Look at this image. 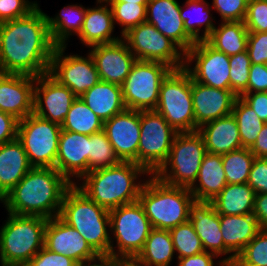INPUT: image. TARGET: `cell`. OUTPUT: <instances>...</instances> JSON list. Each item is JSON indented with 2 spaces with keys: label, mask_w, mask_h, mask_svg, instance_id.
Segmentation results:
<instances>
[{
  "label": "cell",
  "mask_w": 267,
  "mask_h": 266,
  "mask_svg": "<svg viewBox=\"0 0 267 266\" xmlns=\"http://www.w3.org/2000/svg\"><path fill=\"white\" fill-rule=\"evenodd\" d=\"M44 246L53 252L75 260L80 266L101 258L81 234L65 223L59 216L48 219Z\"/></svg>",
  "instance_id": "2e32d148"
},
{
  "label": "cell",
  "mask_w": 267,
  "mask_h": 266,
  "mask_svg": "<svg viewBox=\"0 0 267 266\" xmlns=\"http://www.w3.org/2000/svg\"><path fill=\"white\" fill-rule=\"evenodd\" d=\"M59 217L75 228L100 257L118 256L107 233L109 211L89 199L76 184L66 191Z\"/></svg>",
  "instance_id": "3957f363"
},
{
  "label": "cell",
  "mask_w": 267,
  "mask_h": 266,
  "mask_svg": "<svg viewBox=\"0 0 267 266\" xmlns=\"http://www.w3.org/2000/svg\"><path fill=\"white\" fill-rule=\"evenodd\" d=\"M123 37L137 60L160 62L172 70L186 66L183 61H180V55L183 54L178 52L176 44L161 34L152 24L141 23L131 28Z\"/></svg>",
  "instance_id": "4fadbf2b"
},
{
  "label": "cell",
  "mask_w": 267,
  "mask_h": 266,
  "mask_svg": "<svg viewBox=\"0 0 267 266\" xmlns=\"http://www.w3.org/2000/svg\"><path fill=\"white\" fill-rule=\"evenodd\" d=\"M247 52L251 64L267 65V32H248Z\"/></svg>",
  "instance_id": "7dc6e473"
},
{
  "label": "cell",
  "mask_w": 267,
  "mask_h": 266,
  "mask_svg": "<svg viewBox=\"0 0 267 266\" xmlns=\"http://www.w3.org/2000/svg\"><path fill=\"white\" fill-rule=\"evenodd\" d=\"M180 12L176 0H148L146 22L174 42L185 54L196 41L185 31Z\"/></svg>",
  "instance_id": "d6986e66"
},
{
  "label": "cell",
  "mask_w": 267,
  "mask_h": 266,
  "mask_svg": "<svg viewBox=\"0 0 267 266\" xmlns=\"http://www.w3.org/2000/svg\"><path fill=\"white\" fill-rule=\"evenodd\" d=\"M26 266H80L72 258L48 250L45 246L29 261Z\"/></svg>",
  "instance_id": "c3c4849f"
},
{
  "label": "cell",
  "mask_w": 267,
  "mask_h": 266,
  "mask_svg": "<svg viewBox=\"0 0 267 266\" xmlns=\"http://www.w3.org/2000/svg\"><path fill=\"white\" fill-rule=\"evenodd\" d=\"M47 218L9 213L0 230L2 266H26L44 247Z\"/></svg>",
  "instance_id": "8992f818"
},
{
  "label": "cell",
  "mask_w": 267,
  "mask_h": 266,
  "mask_svg": "<svg viewBox=\"0 0 267 266\" xmlns=\"http://www.w3.org/2000/svg\"><path fill=\"white\" fill-rule=\"evenodd\" d=\"M265 92L267 90V65L266 64H251L249 80H248V93Z\"/></svg>",
  "instance_id": "f907efd6"
},
{
  "label": "cell",
  "mask_w": 267,
  "mask_h": 266,
  "mask_svg": "<svg viewBox=\"0 0 267 266\" xmlns=\"http://www.w3.org/2000/svg\"><path fill=\"white\" fill-rule=\"evenodd\" d=\"M174 250L178 251L179 258L193 256L204 251L202 242L195 232L190 221L169 230Z\"/></svg>",
  "instance_id": "f35d334b"
},
{
  "label": "cell",
  "mask_w": 267,
  "mask_h": 266,
  "mask_svg": "<svg viewBox=\"0 0 267 266\" xmlns=\"http://www.w3.org/2000/svg\"><path fill=\"white\" fill-rule=\"evenodd\" d=\"M230 90L237 96L248 93L251 61L247 51L229 56Z\"/></svg>",
  "instance_id": "60d3db41"
},
{
  "label": "cell",
  "mask_w": 267,
  "mask_h": 266,
  "mask_svg": "<svg viewBox=\"0 0 267 266\" xmlns=\"http://www.w3.org/2000/svg\"><path fill=\"white\" fill-rule=\"evenodd\" d=\"M219 219L223 243L230 252L234 253L220 262L221 266H226L233 264L236 256L261 229L253 214L219 215Z\"/></svg>",
  "instance_id": "d4e9b609"
},
{
  "label": "cell",
  "mask_w": 267,
  "mask_h": 266,
  "mask_svg": "<svg viewBox=\"0 0 267 266\" xmlns=\"http://www.w3.org/2000/svg\"><path fill=\"white\" fill-rule=\"evenodd\" d=\"M247 184L256 194L267 193V158L254 159Z\"/></svg>",
  "instance_id": "681fc988"
},
{
  "label": "cell",
  "mask_w": 267,
  "mask_h": 266,
  "mask_svg": "<svg viewBox=\"0 0 267 266\" xmlns=\"http://www.w3.org/2000/svg\"><path fill=\"white\" fill-rule=\"evenodd\" d=\"M171 70L160 62L137 60L121 85L126 109L155 110L161 82Z\"/></svg>",
  "instance_id": "30bf717a"
},
{
  "label": "cell",
  "mask_w": 267,
  "mask_h": 266,
  "mask_svg": "<svg viewBox=\"0 0 267 266\" xmlns=\"http://www.w3.org/2000/svg\"><path fill=\"white\" fill-rule=\"evenodd\" d=\"M89 143L90 135L61 131L55 168L68 181L71 174L82 178L89 173Z\"/></svg>",
  "instance_id": "7402d4cb"
},
{
  "label": "cell",
  "mask_w": 267,
  "mask_h": 266,
  "mask_svg": "<svg viewBox=\"0 0 267 266\" xmlns=\"http://www.w3.org/2000/svg\"><path fill=\"white\" fill-rule=\"evenodd\" d=\"M110 228L114 230L120 256H137L152 229L139 201L109 211Z\"/></svg>",
  "instance_id": "7c38bea8"
},
{
  "label": "cell",
  "mask_w": 267,
  "mask_h": 266,
  "mask_svg": "<svg viewBox=\"0 0 267 266\" xmlns=\"http://www.w3.org/2000/svg\"><path fill=\"white\" fill-rule=\"evenodd\" d=\"M253 215L257 218L261 230H267V193L256 194Z\"/></svg>",
  "instance_id": "db71d44e"
},
{
  "label": "cell",
  "mask_w": 267,
  "mask_h": 266,
  "mask_svg": "<svg viewBox=\"0 0 267 266\" xmlns=\"http://www.w3.org/2000/svg\"><path fill=\"white\" fill-rule=\"evenodd\" d=\"M189 221L193 224L204 251L211 249L210 253L216 257L230 253L223 243L219 214L211 202L194 201L189 208Z\"/></svg>",
  "instance_id": "cb8c5ba5"
},
{
  "label": "cell",
  "mask_w": 267,
  "mask_h": 266,
  "mask_svg": "<svg viewBox=\"0 0 267 266\" xmlns=\"http://www.w3.org/2000/svg\"><path fill=\"white\" fill-rule=\"evenodd\" d=\"M64 10L55 19L46 15L50 35L56 46H64L71 31L80 34L86 14V9L77 5H70Z\"/></svg>",
  "instance_id": "836d02e7"
},
{
  "label": "cell",
  "mask_w": 267,
  "mask_h": 266,
  "mask_svg": "<svg viewBox=\"0 0 267 266\" xmlns=\"http://www.w3.org/2000/svg\"><path fill=\"white\" fill-rule=\"evenodd\" d=\"M186 62L196 59L192 69L185 66L192 79L200 84L230 90L229 56L215 50L205 40L197 41L185 54Z\"/></svg>",
  "instance_id": "9a60e30c"
},
{
  "label": "cell",
  "mask_w": 267,
  "mask_h": 266,
  "mask_svg": "<svg viewBox=\"0 0 267 266\" xmlns=\"http://www.w3.org/2000/svg\"><path fill=\"white\" fill-rule=\"evenodd\" d=\"M9 75L8 72L4 71L3 69L0 68V84L2 81Z\"/></svg>",
  "instance_id": "94428289"
},
{
  "label": "cell",
  "mask_w": 267,
  "mask_h": 266,
  "mask_svg": "<svg viewBox=\"0 0 267 266\" xmlns=\"http://www.w3.org/2000/svg\"><path fill=\"white\" fill-rule=\"evenodd\" d=\"M90 52L101 81L122 85L137 61L124 41L98 44Z\"/></svg>",
  "instance_id": "ffe728a7"
},
{
  "label": "cell",
  "mask_w": 267,
  "mask_h": 266,
  "mask_svg": "<svg viewBox=\"0 0 267 266\" xmlns=\"http://www.w3.org/2000/svg\"><path fill=\"white\" fill-rule=\"evenodd\" d=\"M120 162L103 130L90 135L89 172L101 168L113 167Z\"/></svg>",
  "instance_id": "74e56055"
},
{
  "label": "cell",
  "mask_w": 267,
  "mask_h": 266,
  "mask_svg": "<svg viewBox=\"0 0 267 266\" xmlns=\"http://www.w3.org/2000/svg\"><path fill=\"white\" fill-rule=\"evenodd\" d=\"M35 82L38 83L37 86L41 85L34 88L33 113L40 118L61 125L77 96L68 87L59 84L48 73L36 77ZM42 99H44L48 113H46Z\"/></svg>",
  "instance_id": "ac0fdd59"
},
{
  "label": "cell",
  "mask_w": 267,
  "mask_h": 266,
  "mask_svg": "<svg viewBox=\"0 0 267 266\" xmlns=\"http://www.w3.org/2000/svg\"><path fill=\"white\" fill-rule=\"evenodd\" d=\"M174 252L169 230L152 228L137 257L145 266H168Z\"/></svg>",
  "instance_id": "d6a6232c"
},
{
  "label": "cell",
  "mask_w": 267,
  "mask_h": 266,
  "mask_svg": "<svg viewBox=\"0 0 267 266\" xmlns=\"http://www.w3.org/2000/svg\"><path fill=\"white\" fill-rule=\"evenodd\" d=\"M197 179L200 186L192 185L189 188L195 201L211 202L227 185L221 155L207 152L201 162Z\"/></svg>",
  "instance_id": "f1b7e54d"
},
{
  "label": "cell",
  "mask_w": 267,
  "mask_h": 266,
  "mask_svg": "<svg viewBox=\"0 0 267 266\" xmlns=\"http://www.w3.org/2000/svg\"><path fill=\"white\" fill-rule=\"evenodd\" d=\"M61 128L79 134L92 135L103 130V122L80 97H77L61 124Z\"/></svg>",
  "instance_id": "e575fe53"
},
{
  "label": "cell",
  "mask_w": 267,
  "mask_h": 266,
  "mask_svg": "<svg viewBox=\"0 0 267 266\" xmlns=\"http://www.w3.org/2000/svg\"><path fill=\"white\" fill-rule=\"evenodd\" d=\"M232 115L237 121L242 148L250 149L265 123L240 96L234 103Z\"/></svg>",
  "instance_id": "d590c367"
},
{
  "label": "cell",
  "mask_w": 267,
  "mask_h": 266,
  "mask_svg": "<svg viewBox=\"0 0 267 266\" xmlns=\"http://www.w3.org/2000/svg\"><path fill=\"white\" fill-rule=\"evenodd\" d=\"M19 120L0 110V145L17 139Z\"/></svg>",
  "instance_id": "816d5d0a"
},
{
  "label": "cell",
  "mask_w": 267,
  "mask_h": 266,
  "mask_svg": "<svg viewBox=\"0 0 267 266\" xmlns=\"http://www.w3.org/2000/svg\"><path fill=\"white\" fill-rule=\"evenodd\" d=\"M114 18L112 9L107 6L86 9L82 30L78 35L81 41L88 45L110 44L121 39L112 38L111 33L114 28Z\"/></svg>",
  "instance_id": "f546056e"
},
{
  "label": "cell",
  "mask_w": 267,
  "mask_h": 266,
  "mask_svg": "<svg viewBox=\"0 0 267 266\" xmlns=\"http://www.w3.org/2000/svg\"><path fill=\"white\" fill-rule=\"evenodd\" d=\"M100 3L105 2H126V3H135L139 5H147L148 0H98Z\"/></svg>",
  "instance_id": "680465c9"
},
{
  "label": "cell",
  "mask_w": 267,
  "mask_h": 266,
  "mask_svg": "<svg viewBox=\"0 0 267 266\" xmlns=\"http://www.w3.org/2000/svg\"><path fill=\"white\" fill-rule=\"evenodd\" d=\"M22 143L15 139L0 145V200L32 169Z\"/></svg>",
  "instance_id": "4316f807"
},
{
  "label": "cell",
  "mask_w": 267,
  "mask_h": 266,
  "mask_svg": "<svg viewBox=\"0 0 267 266\" xmlns=\"http://www.w3.org/2000/svg\"><path fill=\"white\" fill-rule=\"evenodd\" d=\"M61 131V125L34 113L19 121L17 139L32 167L55 168Z\"/></svg>",
  "instance_id": "9c48e42d"
},
{
  "label": "cell",
  "mask_w": 267,
  "mask_h": 266,
  "mask_svg": "<svg viewBox=\"0 0 267 266\" xmlns=\"http://www.w3.org/2000/svg\"><path fill=\"white\" fill-rule=\"evenodd\" d=\"M153 176L143 184L138 198L152 228L170 230L189 221V208L195 201L189 188L171 186Z\"/></svg>",
  "instance_id": "5b68a950"
},
{
  "label": "cell",
  "mask_w": 267,
  "mask_h": 266,
  "mask_svg": "<svg viewBox=\"0 0 267 266\" xmlns=\"http://www.w3.org/2000/svg\"><path fill=\"white\" fill-rule=\"evenodd\" d=\"M113 12L114 20L122 26V36L131 28L146 22V6L126 2H109Z\"/></svg>",
  "instance_id": "b9f144b4"
},
{
  "label": "cell",
  "mask_w": 267,
  "mask_h": 266,
  "mask_svg": "<svg viewBox=\"0 0 267 266\" xmlns=\"http://www.w3.org/2000/svg\"><path fill=\"white\" fill-rule=\"evenodd\" d=\"M198 132L208 153L224 155L242 148L237 121L232 114L205 123Z\"/></svg>",
  "instance_id": "484cf974"
},
{
  "label": "cell",
  "mask_w": 267,
  "mask_h": 266,
  "mask_svg": "<svg viewBox=\"0 0 267 266\" xmlns=\"http://www.w3.org/2000/svg\"><path fill=\"white\" fill-rule=\"evenodd\" d=\"M227 184L247 183L255 156L248 148L221 155Z\"/></svg>",
  "instance_id": "8d00e7d4"
},
{
  "label": "cell",
  "mask_w": 267,
  "mask_h": 266,
  "mask_svg": "<svg viewBox=\"0 0 267 266\" xmlns=\"http://www.w3.org/2000/svg\"><path fill=\"white\" fill-rule=\"evenodd\" d=\"M140 131L137 164L154 175L168 159L177 132L155 110L140 111Z\"/></svg>",
  "instance_id": "8fae6325"
},
{
  "label": "cell",
  "mask_w": 267,
  "mask_h": 266,
  "mask_svg": "<svg viewBox=\"0 0 267 266\" xmlns=\"http://www.w3.org/2000/svg\"><path fill=\"white\" fill-rule=\"evenodd\" d=\"M192 76L187 69L171 70L162 80L156 112L177 132H194Z\"/></svg>",
  "instance_id": "52a82bcc"
},
{
  "label": "cell",
  "mask_w": 267,
  "mask_h": 266,
  "mask_svg": "<svg viewBox=\"0 0 267 266\" xmlns=\"http://www.w3.org/2000/svg\"><path fill=\"white\" fill-rule=\"evenodd\" d=\"M98 261H100L101 264H90L89 266H114V264L107 257H101Z\"/></svg>",
  "instance_id": "91938a15"
},
{
  "label": "cell",
  "mask_w": 267,
  "mask_h": 266,
  "mask_svg": "<svg viewBox=\"0 0 267 266\" xmlns=\"http://www.w3.org/2000/svg\"><path fill=\"white\" fill-rule=\"evenodd\" d=\"M35 81L33 76L9 74L0 84V110L19 121L32 114Z\"/></svg>",
  "instance_id": "603a6c76"
},
{
  "label": "cell",
  "mask_w": 267,
  "mask_h": 266,
  "mask_svg": "<svg viewBox=\"0 0 267 266\" xmlns=\"http://www.w3.org/2000/svg\"><path fill=\"white\" fill-rule=\"evenodd\" d=\"M215 50L227 56L247 51L248 30L244 21H229L214 28L205 40Z\"/></svg>",
  "instance_id": "1f68e13d"
},
{
  "label": "cell",
  "mask_w": 267,
  "mask_h": 266,
  "mask_svg": "<svg viewBox=\"0 0 267 266\" xmlns=\"http://www.w3.org/2000/svg\"><path fill=\"white\" fill-rule=\"evenodd\" d=\"M195 131L205 123L232 114L238 96L231 90L212 88L192 79Z\"/></svg>",
  "instance_id": "44dd1931"
},
{
  "label": "cell",
  "mask_w": 267,
  "mask_h": 266,
  "mask_svg": "<svg viewBox=\"0 0 267 266\" xmlns=\"http://www.w3.org/2000/svg\"><path fill=\"white\" fill-rule=\"evenodd\" d=\"M80 98L103 123L126 109L122 88L114 83L100 80Z\"/></svg>",
  "instance_id": "83f0119b"
},
{
  "label": "cell",
  "mask_w": 267,
  "mask_h": 266,
  "mask_svg": "<svg viewBox=\"0 0 267 266\" xmlns=\"http://www.w3.org/2000/svg\"><path fill=\"white\" fill-rule=\"evenodd\" d=\"M107 258L114 264V266H145L137 256H121L119 258L118 255L108 256Z\"/></svg>",
  "instance_id": "6f0895ef"
},
{
  "label": "cell",
  "mask_w": 267,
  "mask_h": 266,
  "mask_svg": "<svg viewBox=\"0 0 267 266\" xmlns=\"http://www.w3.org/2000/svg\"><path fill=\"white\" fill-rule=\"evenodd\" d=\"M66 46H56L50 61L48 74L59 84L68 87L77 97H81L100 81L91 54L88 59L78 55L64 56Z\"/></svg>",
  "instance_id": "5bb4252c"
},
{
  "label": "cell",
  "mask_w": 267,
  "mask_h": 266,
  "mask_svg": "<svg viewBox=\"0 0 267 266\" xmlns=\"http://www.w3.org/2000/svg\"><path fill=\"white\" fill-rule=\"evenodd\" d=\"M244 24L248 32H267V0H249Z\"/></svg>",
  "instance_id": "ee69618b"
},
{
  "label": "cell",
  "mask_w": 267,
  "mask_h": 266,
  "mask_svg": "<svg viewBox=\"0 0 267 266\" xmlns=\"http://www.w3.org/2000/svg\"><path fill=\"white\" fill-rule=\"evenodd\" d=\"M256 113L261 121L267 123V94L265 92L244 93L240 96Z\"/></svg>",
  "instance_id": "f5cc1de1"
},
{
  "label": "cell",
  "mask_w": 267,
  "mask_h": 266,
  "mask_svg": "<svg viewBox=\"0 0 267 266\" xmlns=\"http://www.w3.org/2000/svg\"><path fill=\"white\" fill-rule=\"evenodd\" d=\"M206 153L203 136L198 131L177 133L168 159L154 175L168 185L190 188L197 180ZM167 165L171 166V174H167Z\"/></svg>",
  "instance_id": "ba28073f"
},
{
  "label": "cell",
  "mask_w": 267,
  "mask_h": 266,
  "mask_svg": "<svg viewBox=\"0 0 267 266\" xmlns=\"http://www.w3.org/2000/svg\"><path fill=\"white\" fill-rule=\"evenodd\" d=\"M226 266H267V230H260L251 242Z\"/></svg>",
  "instance_id": "ab89813d"
},
{
  "label": "cell",
  "mask_w": 267,
  "mask_h": 266,
  "mask_svg": "<svg viewBox=\"0 0 267 266\" xmlns=\"http://www.w3.org/2000/svg\"><path fill=\"white\" fill-rule=\"evenodd\" d=\"M73 184L56 168L33 167L1 201L9 213L51 219L59 216L64 195Z\"/></svg>",
  "instance_id": "7a4b0ae2"
},
{
  "label": "cell",
  "mask_w": 267,
  "mask_h": 266,
  "mask_svg": "<svg viewBox=\"0 0 267 266\" xmlns=\"http://www.w3.org/2000/svg\"><path fill=\"white\" fill-rule=\"evenodd\" d=\"M256 193L247 184H227L211 201L219 215L253 214Z\"/></svg>",
  "instance_id": "4dcf8cb0"
},
{
  "label": "cell",
  "mask_w": 267,
  "mask_h": 266,
  "mask_svg": "<svg viewBox=\"0 0 267 266\" xmlns=\"http://www.w3.org/2000/svg\"><path fill=\"white\" fill-rule=\"evenodd\" d=\"M103 131L121 162L137 163L140 111L125 109L103 123Z\"/></svg>",
  "instance_id": "e0dca14e"
},
{
  "label": "cell",
  "mask_w": 267,
  "mask_h": 266,
  "mask_svg": "<svg viewBox=\"0 0 267 266\" xmlns=\"http://www.w3.org/2000/svg\"><path fill=\"white\" fill-rule=\"evenodd\" d=\"M37 7L25 0H0V23L25 17Z\"/></svg>",
  "instance_id": "bcb514c9"
},
{
  "label": "cell",
  "mask_w": 267,
  "mask_h": 266,
  "mask_svg": "<svg viewBox=\"0 0 267 266\" xmlns=\"http://www.w3.org/2000/svg\"><path fill=\"white\" fill-rule=\"evenodd\" d=\"M216 256L209 251H203L193 256L179 258V266H213L212 257Z\"/></svg>",
  "instance_id": "11a10c76"
},
{
  "label": "cell",
  "mask_w": 267,
  "mask_h": 266,
  "mask_svg": "<svg viewBox=\"0 0 267 266\" xmlns=\"http://www.w3.org/2000/svg\"><path fill=\"white\" fill-rule=\"evenodd\" d=\"M55 48L46 14L38 7L25 17L0 23V68L9 74H47Z\"/></svg>",
  "instance_id": "6da1fadb"
},
{
  "label": "cell",
  "mask_w": 267,
  "mask_h": 266,
  "mask_svg": "<svg viewBox=\"0 0 267 266\" xmlns=\"http://www.w3.org/2000/svg\"><path fill=\"white\" fill-rule=\"evenodd\" d=\"M250 151L256 158H267V123L262 127Z\"/></svg>",
  "instance_id": "9f6ffc18"
},
{
  "label": "cell",
  "mask_w": 267,
  "mask_h": 266,
  "mask_svg": "<svg viewBox=\"0 0 267 266\" xmlns=\"http://www.w3.org/2000/svg\"><path fill=\"white\" fill-rule=\"evenodd\" d=\"M188 6L187 7H194V8H198L199 11H201V9L204 11V14L205 17H204V20H196V26H199L201 27L203 24H205V32H204V35L201 37H199V28H196L195 27V24L192 22V20L190 19V17H187V15L183 12L184 10L181 8L180 6V16L184 22V28H185V31L197 42V41H201V40H206L207 37L210 35V33L213 31V29L215 28L214 27V24L211 22V19L208 18L209 16V8H208V4L205 3L204 0H187V3H186ZM206 4V5H205ZM205 7L203 9V7ZM200 8V9H199ZM201 11V12H203ZM194 21V20H193Z\"/></svg>",
  "instance_id": "7bdbcfd3"
},
{
  "label": "cell",
  "mask_w": 267,
  "mask_h": 266,
  "mask_svg": "<svg viewBox=\"0 0 267 266\" xmlns=\"http://www.w3.org/2000/svg\"><path fill=\"white\" fill-rule=\"evenodd\" d=\"M148 173L134 162H120L116 166L90 171L84 175V185L78 187L97 205L110 211L138 201L143 184H135L137 174Z\"/></svg>",
  "instance_id": "277c9868"
},
{
  "label": "cell",
  "mask_w": 267,
  "mask_h": 266,
  "mask_svg": "<svg viewBox=\"0 0 267 266\" xmlns=\"http://www.w3.org/2000/svg\"><path fill=\"white\" fill-rule=\"evenodd\" d=\"M249 0H213L224 22L244 21Z\"/></svg>",
  "instance_id": "f6af8a7d"
}]
</instances>
